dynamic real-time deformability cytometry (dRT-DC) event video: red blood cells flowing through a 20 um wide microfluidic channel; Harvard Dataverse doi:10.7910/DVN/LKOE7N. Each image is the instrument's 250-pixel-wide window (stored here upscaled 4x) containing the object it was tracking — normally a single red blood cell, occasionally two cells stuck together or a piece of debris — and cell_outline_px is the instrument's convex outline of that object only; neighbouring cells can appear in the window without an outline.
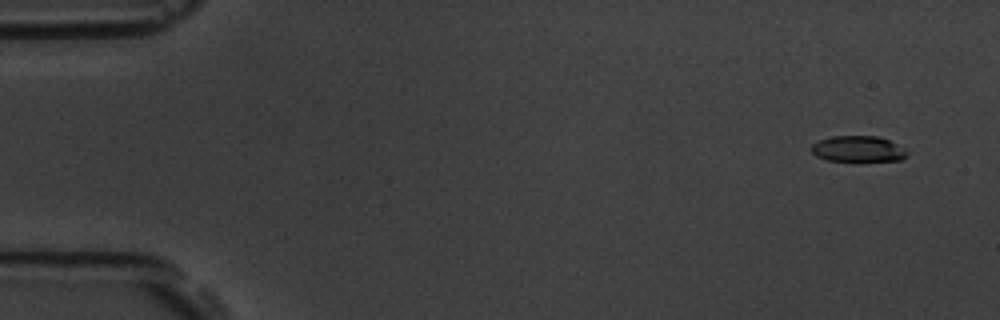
{"species": "common noctule bat (a hibernating species)", "species_latin": "Nyctalus noctula", "temperature_condition": "room temperature", "stored_images_in_passage": 7, "camera_frame_rate_fps": 3000, "um_per_image_px": 0.085, "animal": {"sex": "male", "body_mass_g": 19.5, "forearm_length_mm": 54.6}, "frame": {"image": 1, "passage_image": 2, "time_ms": 1.0, "image_size_px": [1000, 320], "cell_outline_px": [[908, 152], [900, 160], [860, 164], [828, 160], [816, 156], [812, 152], [812, 144], [820, 140], [832, 136], [876, 136], [888, 140], [896, 144]], "centroid_in_image_um": [72.93, 12.72], "position_along_channel_um": 12.1, "area_um2": 15.03}}
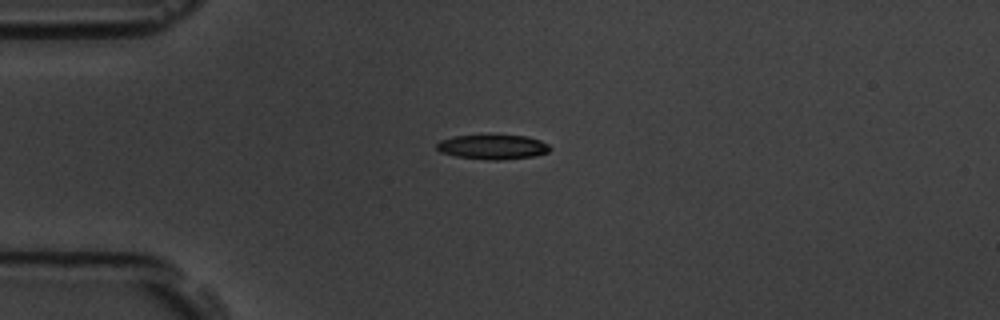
{"frame": {"image": 2, "passage_image": 5, "time_ms": 4.667, "image_size_px": [1000, 320], "cell_outline_px": [[552, 148], [548, 152], [532, 156], [500, 160], [488, 160], [456, 156], [440, 152], [436, 148], [436, 144], [440, 140], [452, 136], [528, 136], [540, 140], [548, 144]], "centroid_in_image_um": [41.87, 12.5], "position_along_channel_um": 43.1, "area_um2": 16.07}}
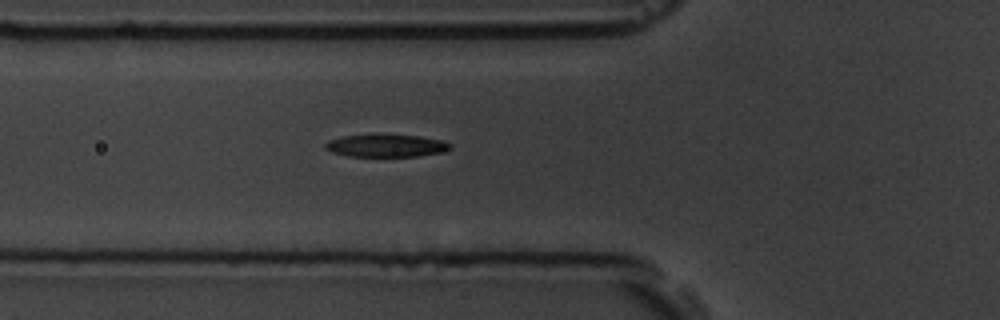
{"frame": {"image": 3, "passage_image": 7, "time_ms": 6.667, "image_size_px": [1000, 320], "cell_outline_px": [[452, 148], [444, 152], [416, 156], [348, 156], [332, 152], [324, 148], [324, 144], [328, 140], [340, 136], [372, 132], [420, 136], [444, 140], [452, 144]], "centroid_in_image_um": [32.8, 12.33], "position_along_channel_um": 93.0, "area_um2": 17.28}}